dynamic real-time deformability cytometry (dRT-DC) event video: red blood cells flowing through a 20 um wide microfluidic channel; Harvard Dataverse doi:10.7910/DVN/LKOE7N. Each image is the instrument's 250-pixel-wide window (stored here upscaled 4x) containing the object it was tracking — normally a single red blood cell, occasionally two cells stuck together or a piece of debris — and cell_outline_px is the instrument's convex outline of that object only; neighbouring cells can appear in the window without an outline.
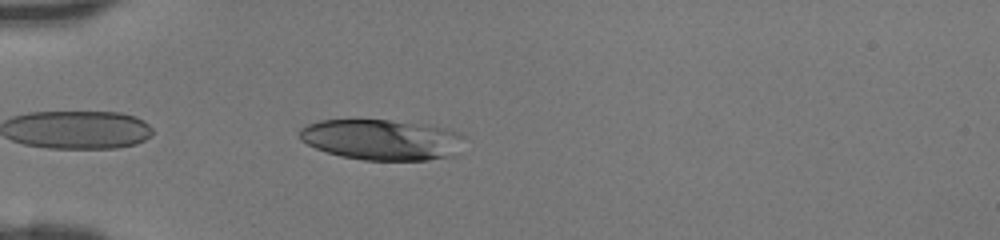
{"species": "human", "species_latin": "Homo sapiens", "temperature_condition": "room temperature", "stored_images_in_passage": 32, "camera_frame_rate_fps": 3000, "um_per_image_px": 0.085, "donor": {"sex": "female"}, "frame": {"image": 1, "passage_image": 2, "time_ms": 0.333, "image_size_px": [1000, 240], "cell_outline_px": [[468, 136], [452, 156], [428, 160], [364, 160], [340, 156], [316, 148], [300, 140], [300, 128], [308, 124], [320, 120], [388, 120], [424, 124], [444, 128], [460, 132]], "centroid_in_image_um": [32.48, 11.87], "position_along_channel_um": 52.5, "area_um2": 39.13}}
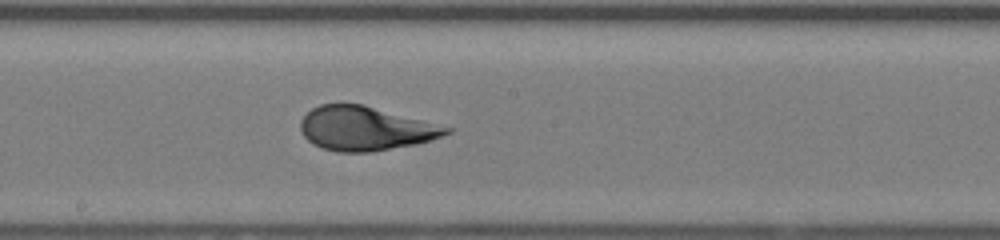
{"frame": {"image": 2, "passage_image": 14, "time_ms": 4.333, "image_size_px": [1000, 240], "cell_outline_px": [[452, 132], [432, 140], [416, 144], [368, 152], [336, 152], [312, 144], [304, 136], [300, 128], [300, 120], [312, 108], [320, 104], [364, 104], [452, 128]], "centroid_in_image_um": [31.04, 10.92], "position_along_channel_um": 217.2, "area_um2": 37.28}}
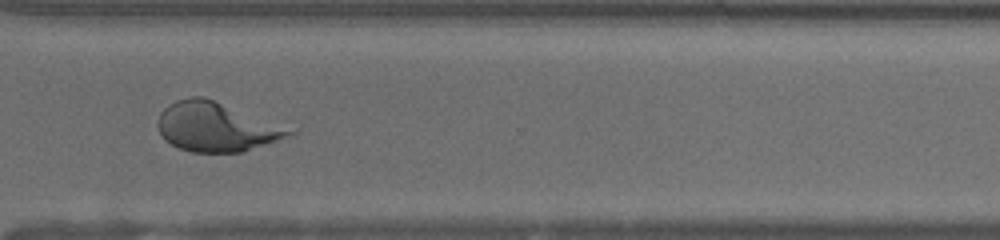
{"frame": {"image": 3, "passage_image": 23, "time_ms": 7.333, "image_size_px": [1000, 240], "cell_outline_px": [[300, 132], [244, 152], [192, 152], [180, 148], [164, 140], [156, 124], [160, 112], [168, 104], [176, 100], [192, 96], [204, 96], [300, 128]], "centroid_in_image_um": [18.51, 10.76], "position_along_channel_um": 352.1, "area_um2": 38.96}}